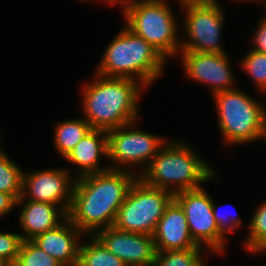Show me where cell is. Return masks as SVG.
Masks as SVG:
<instances>
[{
    "label": "cell",
    "instance_id": "cell-1",
    "mask_svg": "<svg viewBox=\"0 0 266 266\" xmlns=\"http://www.w3.org/2000/svg\"><path fill=\"white\" fill-rule=\"evenodd\" d=\"M137 178L133 172L117 169L76 178L67 218L84 235H95L101 229L112 227Z\"/></svg>",
    "mask_w": 266,
    "mask_h": 266
},
{
    "label": "cell",
    "instance_id": "cell-2",
    "mask_svg": "<svg viewBox=\"0 0 266 266\" xmlns=\"http://www.w3.org/2000/svg\"><path fill=\"white\" fill-rule=\"evenodd\" d=\"M79 85L80 114L92 129L109 131L141 120L148 89L130 78L103 77L95 72Z\"/></svg>",
    "mask_w": 266,
    "mask_h": 266
},
{
    "label": "cell",
    "instance_id": "cell-3",
    "mask_svg": "<svg viewBox=\"0 0 266 266\" xmlns=\"http://www.w3.org/2000/svg\"><path fill=\"white\" fill-rule=\"evenodd\" d=\"M187 137L169 138L139 178L147 185L173 194L221 182L223 175Z\"/></svg>",
    "mask_w": 266,
    "mask_h": 266
},
{
    "label": "cell",
    "instance_id": "cell-4",
    "mask_svg": "<svg viewBox=\"0 0 266 266\" xmlns=\"http://www.w3.org/2000/svg\"><path fill=\"white\" fill-rule=\"evenodd\" d=\"M111 39L94 68L96 74L134 79L150 91L167 73L169 62L124 24Z\"/></svg>",
    "mask_w": 266,
    "mask_h": 266
},
{
    "label": "cell",
    "instance_id": "cell-5",
    "mask_svg": "<svg viewBox=\"0 0 266 266\" xmlns=\"http://www.w3.org/2000/svg\"><path fill=\"white\" fill-rule=\"evenodd\" d=\"M211 98L217 117L216 128L221 137L220 146L233 150L235 146L247 147L259 142L266 119V95L256 91L251 95L239 86L218 92Z\"/></svg>",
    "mask_w": 266,
    "mask_h": 266
},
{
    "label": "cell",
    "instance_id": "cell-6",
    "mask_svg": "<svg viewBox=\"0 0 266 266\" xmlns=\"http://www.w3.org/2000/svg\"><path fill=\"white\" fill-rule=\"evenodd\" d=\"M170 1H139L119 11L124 17L123 24L151 44L169 63L181 49L180 15Z\"/></svg>",
    "mask_w": 266,
    "mask_h": 266
},
{
    "label": "cell",
    "instance_id": "cell-7",
    "mask_svg": "<svg viewBox=\"0 0 266 266\" xmlns=\"http://www.w3.org/2000/svg\"><path fill=\"white\" fill-rule=\"evenodd\" d=\"M180 14L181 49L197 53H224L227 10L221 0H176ZM183 13V14H182ZM224 34V35H223Z\"/></svg>",
    "mask_w": 266,
    "mask_h": 266
},
{
    "label": "cell",
    "instance_id": "cell-8",
    "mask_svg": "<svg viewBox=\"0 0 266 266\" xmlns=\"http://www.w3.org/2000/svg\"><path fill=\"white\" fill-rule=\"evenodd\" d=\"M140 121L107 131L110 169L130 171L139 177L171 137L142 129Z\"/></svg>",
    "mask_w": 266,
    "mask_h": 266
},
{
    "label": "cell",
    "instance_id": "cell-9",
    "mask_svg": "<svg viewBox=\"0 0 266 266\" xmlns=\"http://www.w3.org/2000/svg\"><path fill=\"white\" fill-rule=\"evenodd\" d=\"M173 199L172 192L149 186L138 177L119 207L113 226L125 232L153 235Z\"/></svg>",
    "mask_w": 266,
    "mask_h": 266
},
{
    "label": "cell",
    "instance_id": "cell-10",
    "mask_svg": "<svg viewBox=\"0 0 266 266\" xmlns=\"http://www.w3.org/2000/svg\"><path fill=\"white\" fill-rule=\"evenodd\" d=\"M206 185L180 191L174 194V199L185 212L194 242L212 256L222 259L228 255L230 241L218 229L212 210V193L210 194L209 188L207 191Z\"/></svg>",
    "mask_w": 266,
    "mask_h": 266
},
{
    "label": "cell",
    "instance_id": "cell-11",
    "mask_svg": "<svg viewBox=\"0 0 266 266\" xmlns=\"http://www.w3.org/2000/svg\"><path fill=\"white\" fill-rule=\"evenodd\" d=\"M197 53L180 51L175 59L180 65L181 74L186 80L199 83L208 89L211 97L227 90L238 88L236 69L230 53ZM235 71V73H234Z\"/></svg>",
    "mask_w": 266,
    "mask_h": 266
},
{
    "label": "cell",
    "instance_id": "cell-12",
    "mask_svg": "<svg viewBox=\"0 0 266 266\" xmlns=\"http://www.w3.org/2000/svg\"><path fill=\"white\" fill-rule=\"evenodd\" d=\"M75 177L63 165L43 169L23 170L22 194L18 200H32L59 206L68 213Z\"/></svg>",
    "mask_w": 266,
    "mask_h": 266
},
{
    "label": "cell",
    "instance_id": "cell-13",
    "mask_svg": "<svg viewBox=\"0 0 266 266\" xmlns=\"http://www.w3.org/2000/svg\"><path fill=\"white\" fill-rule=\"evenodd\" d=\"M95 236L127 266H152L156 249L152 235L125 232L114 226L99 230Z\"/></svg>",
    "mask_w": 266,
    "mask_h": 266
},
{
    "label": "cell",
    "instance_id": "cell-14",
    "mask_svg": "<svg viewBox=\"0 0 266 266\" xmlns=\"http://www.w3.org/2000/svg\"><path fill=\"white\" fill-rule=\"evenodd\" d=\"M63 160L75 178L109 170L107 131L92 129Z\"/></svg>",
    "mask_w": 266,
    "mask_h": 266
},
{
    "label": "cell",
    "instance_id": "cell-15",
    "mask_svg": "<svg viewBox=\"0 0 266 266\" xmlns=\"http://www.w3.org/2000/svg\"><path fill=\"white\" fill-rule=\"evenodd\" d=\"M156 251L203 248L192 239L183 208L173 199L153 233Z\"/></svg>",
    "mask_w": 266,
    "mask_h": 266
},
{
    "label": "cell",
    "instance_id": "cell-16",
    "mask_svg": "<svg viewBox=\"0 0 266 266\" xmlns=\"http://www.w3.org/2000/svg\"><path fill=\"white\" fill-rule=\"evenodd\" d=\"M85 235L66 218L56 228L31 241L63 266H77L80 243Z\"/></svg>",
    "mask_w": 266,
    "mask_h": 266
},
{
    "label": "cell",
    "instance_id": "cell-17",
    "mask_svg": "<svg viewBox=\"0 0 266 266\" xmlns=\"http://www.w3.org/2000/svg\"><path fill=\"white\" fill-rule=\"evenodd\" d=\"M20 210L16 220L22 240H32L44 232L56 228L67 214L54 204L32 200H17L16 210Z\"/></svg>",
    "mask_w": 266,
    "mask_h": 266
},
{
    "label": "cell",
    "instance_id": "cell-18",
    "mask_svg": "<svg viewBox=\"0 0 266 266\" xmlns=\"http://www.w3.org/2000/svg\"><path fill=\"white\" fill-rule=\"evenodd\" d=\"M53 128V150L58 157H62V160L92 130L89 122L82 115L59 120L55 122Z\"/></svg>",
    "mask_w": 266,
    "mask_h": 266
},
{
    "label": "cell",
    "instance_id": "cell-19",
    "mask_svg": "<svg viewBox=\"0 0 266 266\" xmlns=\"http://www.w3.org/2000/svg\"><path fill=\"white\" fill-rule=\"evenodd\" d=\"M253 211L250 213L251 217H247L248 229L241 239L239 247H242V251L244 250L251 256L257 254L259 257L262 254L263 257L266 255V199L259 200Z\"/></svg>",
    "mask_w": 266,
    "mask_h": 266
},
{
    "label": "cell",
    "instance_id": "cell-20",
    "mask_svg": "<svg viewBox=\"0 0 266 266\" xmlns=\"http://www.w3.org/2000/svg\"><path fill=\"white\" fill-rule=\"evenodd\" d=\"M77 266H127L111 253L95 235H85L80 243Z\"/></svg>",
    "mask_w": 266,
    "mask_h": 266
},
{
    "label": "cell",
    "instance_id": "cell-21",
    "mask_svg": "<svg viewBox=\"0 0 266 266\" xmlns=\"http://www.w3.org/2000/svg\"><path fill=\"white\" fill-rule=\"evenodd\" d=\"M213 257L205 248L156 251L152 266H207Z\"/></svg>",
    "mask_w": 266,
    "mask_h": 266
},
{
    "label": "cell",
    "instance_id": "cell-22",
    "mask_svg": "<svg viewBox=\"0 0 266 266\" xmlns=\"http://www.w3.org/2000/svg\"><path fill=\"white\" fill-rule=\"evenodd\" d=\"M245 56L237 60L235 67L240 68L251 81L252 89L266 95V54L254 51L248 47Z\"/></svg>",
    "mask_w": 266,
    "mask_h": 266
},
{
    "label": "cell",
    "instance_id": "cell-23",
    "mask_svg": "<svg viewBox=\"0 0 266 266\" xmlns=\"http://www.w3.org/2000/svg\"><path fill=\"white\" fill-rule=\"evenodd\" d=\"M214 197H212V210L214 214L215 222L217 223L219 231L227 238L231 239V236H235L237 233H240V236L244 234L241 232L245 228V232L248 229V222L244 221V218H241L239 212L236 211L235 206L232 204H223L219 206L218 203H215ZM241 232H240V231ZM239 231V232H238ZM230 236V237H228Z\"/></svg>",
    "mask_w": 266,
    "mask_h": 266
},
{
    "label": "cell",
    "instance_id": "cell-24",
    "mask_svg": "<svg viewBox=\"0 0 266 266\" xmlns=\"http://www.w3.org/2000/svg\"><path fill=\"white\" fill-rule=\"evenodd\" d=\"M8 151L0 157V192L12 195L16 200L22 194L23 169L12 159Z\"/></svg>",
    "mask_w": 266,
    "mask_h": 266
},
{
    "label": "cell",
    "instance_id": "cell-25",
    "mask_svg": "<svg viewBox=\"0 0 266 266\" xmlns=\"http://www.w3.org/2000/svg\"><path fill=\"white\" fill-rule=\"evenodd\" d=\"M12 266H63L41 250L31 240H23L16 262Z\"/></svg>",
    "mask_w": 266,
    "mask_h": 266
},
{
    "label": "cell",
    "instance_id": "cell-26",
    "mask_svg": "<svg viewBox=\"0 0 266 266\" xmlns=\"http://www.w3.org/2000/svg\"><path fill=\"white\" fill-rule=\"evenodd\" d=\"M3 230H0V258L12 266L17 260L23 240L19 231Z\"/></svg>",
    "mask_w": 266,
    "mask_h": 266
},
{
    "label": "cell",
    "instance_id": "cell-27",
    "mask_svg": "<svg viewBox=\"0 0 266 266\" xmlns=\"http://www.w3.org/2000/svg\"><path fill=\"white\" fill-rule=\"evenodd\" d=\"M261 18V19H260ZM253 32L248 35L247 40L249 45L251 44L250 49L254 51L266 54V20L262 17H258V20Z\"/></svg>",
    "mask_w": 266,
    "mask_h": 266
},
{
    "label": "cell",
    "instance_id": "cell-28",
    "mask_svg": "<svg viewBox=\"0 0 266 266\" xmlns=\"http://www.w3.org/2000/svg\"><path fill=\"white\" fill-rule=\"evenodd\" d=\"M16 203L17 200L12 195L0 192V220L9 218V216L12 217L16 209Z\"/></svg>",
    "mask_w": 266,
    "mask_h": 266
},
{
    "label": "cell",
    "instance_id": "cell-29",
    "mask_svg": "<svg viewBox=\"0 0 266 266\" xmlns=\"http://www.w3.org/2000/svg\"><path fill=\"white\" fill-rule=\"evenodd\" d=\"M139 1H152V0H110L109 8H116L117 10L121 11L123 8H125L127 5L139 2Z\"/></svg>",
    "mask_w": 266,
    "mask_h": 266
},
{
    "label": "cell",
    "instance_id": "cell-30",
    "mask_svg": "<svg viewBox=\"0 0 266 266\" xmlns=\"http://www.w3.org/2000/svg\"><path fill=\"white\" fill-rule=\"evenodd\" d=\"M80 3H85L86 4V2L87 3H98L99 5L101 4L102 6H108L109 7V4H110V0H78ZM104 4V5H103Z\"/></svg>",
    "mask_w": 266,
    "mask_h": 266
},
{
    "label": "cell",
    "instance_id": "cell-31",
    "mask_svg": "<svg viewBox=\"0 0 266 266\" xmlns=\"http://www.w3.org/2000/svg\"><path fill=\"white\" fill-rule=\"evenodd\" d=\"M259 143L260 144L262 143L263 144L262 146L266 148V119H265L264 124H263V128H262V132H261V135H260Z\"/></svg>",
    "mask_w": 266,
    "mask_h": 266
},
{
    "label": "cell",
    "instance_id": "cell-32",
    "mask_svg": "<svg viewBox=\"0 0 266 266\" xmlns=\"http://www.w3.org/2000/svg\"><path fill=\"white\" fill-rule=\"evenodd\" d=\"M258 3L259 4H256V5H258V8L260 5L263 7V9H262L263 12H262L260 17H262L263 19L266 20V0H260Z\"/></svg>",
    "mask_w": 266,
    "mask_h": 266
},
{
    "label": "cell",
    "instance_id": "cell-33",
    "mask_svg": "<svg viewBox=\"0 0 266 266\" xmlns=\"http://www.w3.org/2000/svg\"><path fill=\"white\" fill-rule=\"evenodd\" d=\"M233 1H234V2H233ZM233 1H231L232 4L236 2V3H239V5H242V3H244V4H245V3H247V4L249 3V4H254V5H255V4H258V2H259L260 0H233ZM250 2H251V3H250Z\"/></svg>",
    "mask_w": 266,
    "mask_h": 266
},
{
    "label": "cell",
    "instance_id": "cell-34",
    "mask_svg": "<svg viewBox=\"0 0 266 266\" xmlns=\"http://www.w3.org/2000/svg\"><path fill=\"white\" fill-rule=\"evenodd\" d=\"M3 138L4 137H0V157L6 152L5 149H4L5 146L3 147V142H2V141H4Z\"/></svg>",
    "mask_w": 266,
    "mask_h": 266
},
{
    "label": "cell",
    "instance_id": "cell-35",
    "mask_svg": "<svg viewBox=\"0 0 266 266\" xmlns=\"http://www.w3.org/2000/svg\"><path fill=\"white\" fill-rule=\"evenodd\" d=\"M0 266H10L4 259L0 258Z\"/></svg>",
    "mask_w": 266,
    "mask_h": 266
},
{
    "label": "cell",
    "instance_id": "cell-36",
    "mask_svg": "<svg viewBox=\"0 0 266 266\" xmlns=\"http://www.w3.org/2000/svg\"><path fill=\"white\" fill-rule=\"evenodd\" d=\"M2 131V132H1ZM4 134H3V130H2V128L0 127V137H4L3 136Z\"/></svg>",
    "mask_w": 266,
    "mask_h": 266
}]
</instances>
